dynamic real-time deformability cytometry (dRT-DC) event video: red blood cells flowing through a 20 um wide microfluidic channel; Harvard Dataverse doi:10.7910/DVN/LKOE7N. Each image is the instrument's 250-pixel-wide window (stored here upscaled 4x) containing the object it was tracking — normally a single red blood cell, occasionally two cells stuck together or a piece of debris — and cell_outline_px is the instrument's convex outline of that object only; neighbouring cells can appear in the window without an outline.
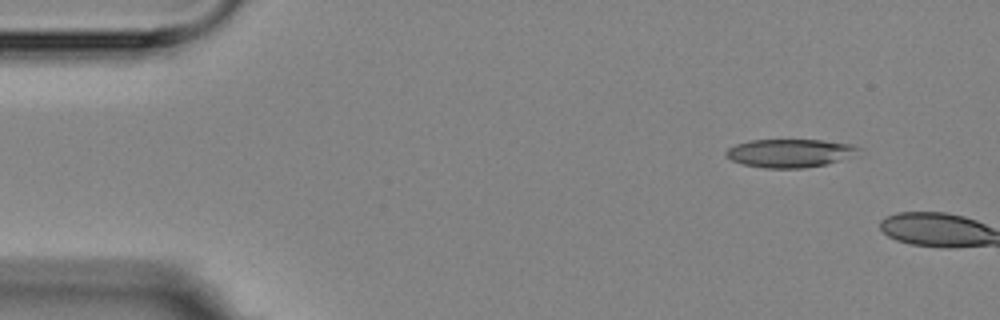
{"species": "Egyptian fruit bat (a non-hibernating species)", "species_latin": "Rousettus aegyptiacus", "temperature_condition": "room temperature", "stored_images_in_passage": 2, "camera_frame_rate_fps": 3000, "um_per_image_px": 0.085, "animal": {"sex": "female"}, "frame": {"image": 1, "passage_image": 1, "time_ms": 0.0, "image_size_px": [1000, 320], "cell_outline_px": [[864, 148], [836, 160], [824, 164], [804, 168], [764, 168], [744, 164], [732, 160], [724, 156], [724, 152], [728, 148], [736, 144], [748, 140], [824, 140], [852, 144]], "centroid_in_image_um": [67.05, 13.0], "position_along_channel_um": 18.0, "area_um2": 21.56}}